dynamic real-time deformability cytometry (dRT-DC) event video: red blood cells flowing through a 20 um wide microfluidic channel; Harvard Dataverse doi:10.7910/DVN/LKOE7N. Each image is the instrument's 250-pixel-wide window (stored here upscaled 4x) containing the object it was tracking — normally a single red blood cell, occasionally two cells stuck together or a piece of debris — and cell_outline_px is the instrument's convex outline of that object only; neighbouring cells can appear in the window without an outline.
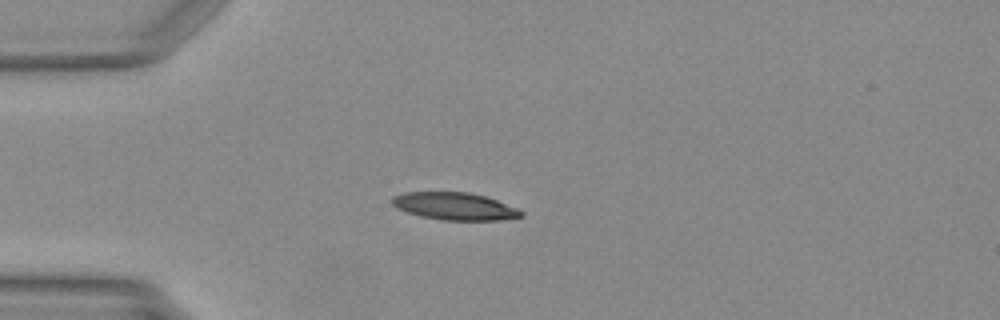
{"species": "Egyptian fruit bat (a non-hibernating species)", "species_latin": "Rousettus aegyptiacus", "temperature_condition": "warm", "stored_images_in_passage": 20, "camera_frame_rate_fps": 3000, "um_per_image_px": 0.085, "animal": {"sex": "female"}, "frame": {"image": 1, "passage_image": 14, "time_ms": 4.333, "image_size_px": [1000, 320], "cell_outline_px": [[524, 216], [500, 220], [444, 220], [420, 216], [396, 208], [392, 204], [392, 196], [404, 192], [468, 192], [484, 196], [496, 200], [516, 208], [524, 212]], "centroid_in_image_um": [38.63, 17.53], "position_along_channel_um": 46.4, "area_um2": 20.52}}
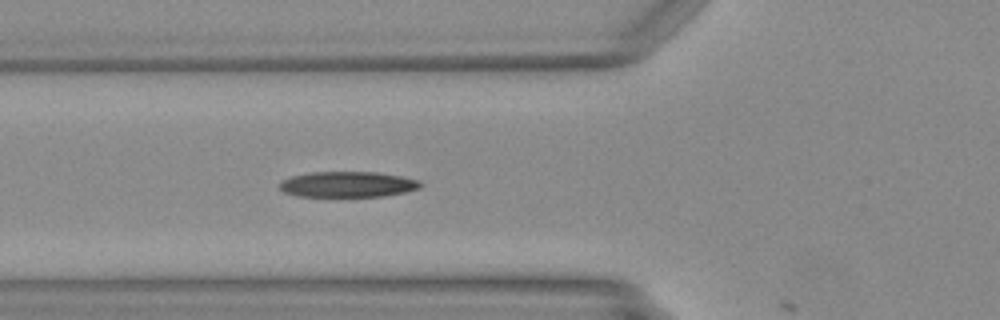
{"frame": {"image": 2, "passage_image": 19, "time_ms": 6.0, "image_size_px": [1000, 320], "cell_outline_px": [[424, 184], [420, 188], [404, 192], [384, 196], [296, 196], [284, 192], [280, 188], [280, 184], [284, 180], [292, 176], [312, 172], [376, 172], [400, 176], [420, 180]], "centroid_in_image_um": [29.6, 15.67], "position_along_channel_um": 96.2, "area_um2": 20.92}}